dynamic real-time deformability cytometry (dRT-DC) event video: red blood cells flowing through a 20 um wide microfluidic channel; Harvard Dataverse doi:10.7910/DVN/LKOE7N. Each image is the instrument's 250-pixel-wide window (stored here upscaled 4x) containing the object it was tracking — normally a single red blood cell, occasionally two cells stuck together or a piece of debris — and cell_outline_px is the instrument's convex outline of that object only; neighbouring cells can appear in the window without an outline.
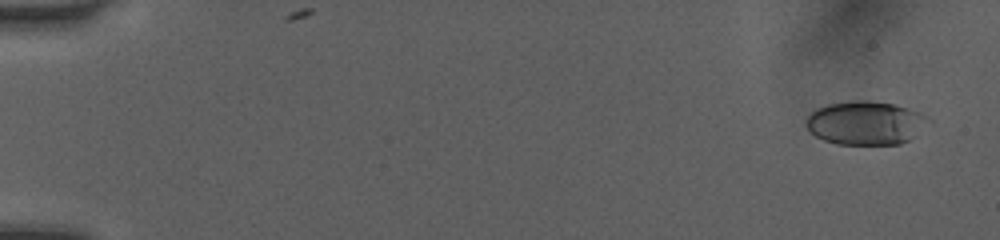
{"species": "human", "species_latin": "Homo sapiens", "temperature_condition": "room temperature", "stored_images_in_passage": 49, "camera_frame_rate_fps": 3000, "um_per_image_px": 0.085, "donor": {"sex": "female"}, "frame": {"image": 1, "passage_image": 3, "time_ms": 0.667, "image_size_px": [1000, 240], "cell_outline_px": [[932, 124], [916, 136], [900, 144], [836, 144], [824, 140], [816, 136], [804, 124], [804, 120], [816, 108], [828, 104], [848, 100], [868, 100], [892, 104], [908, 108], [920, 112], [928, 116], [932, 120]], "centroid_in_image_um": [73.62, 10.44], "position_along_channel_um": 11.4, "area_um2": 31.62}}
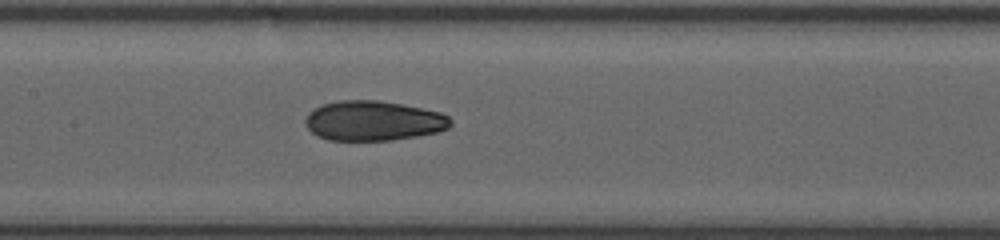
{"frame": {"image": 2, "passage_image": 27, "time_ms": 8.667, "image_size_px": [1000, 240], "cell_outline_px": [[452, 124], [448, 128], [436, 132], [416, 136], [392, 140], [328, 140], [312, 132], [304, 124], [304, 120], [308, 112], [312, 108], [324, 104], [340, 100], [376, 100], [400, 104], [440, 112], [448, 116], [452, 120]], "centroid_in_image_um": [31.71, 10.26], "position_along_channel_um": 175.7, "area_um2": 33.64}}
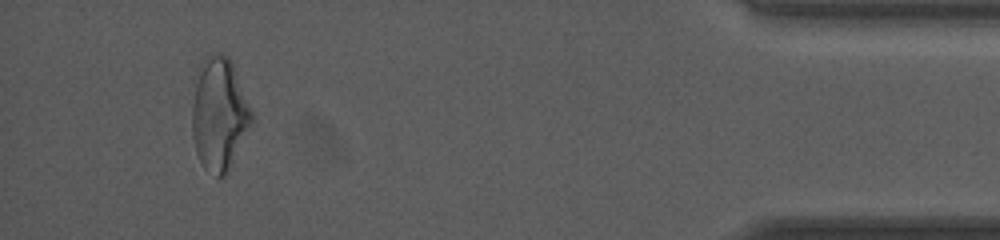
{"frame": {"image": 3, "passage_image": 46, "time_ms": 15.0, "image_size_px": [1000, 240], "cell_outline_px": [[256, 116], [228, 172], [224, 176], [216, 176], [204, 168], [196, 152], [192, 136], [192, 104], [200, 64], [208, 56], [216, 52], [228, 56], [232, 60]], "centroid_in_image_um": [18.68, 9.69], "position_along_channel_um": 416.5, "area_um2": 39.59}, "authors_computed_cell_mechanics": {"area_um2": 33.2928, "velocity_mm_per_s": 4.1264, "shape_relaxation_time_tau1_ms": null, "shape_relaxation_time_tau2_ms": 2.2845, "deformation_change_tau1": null, "deformation_change_tau2": 0.0775}}